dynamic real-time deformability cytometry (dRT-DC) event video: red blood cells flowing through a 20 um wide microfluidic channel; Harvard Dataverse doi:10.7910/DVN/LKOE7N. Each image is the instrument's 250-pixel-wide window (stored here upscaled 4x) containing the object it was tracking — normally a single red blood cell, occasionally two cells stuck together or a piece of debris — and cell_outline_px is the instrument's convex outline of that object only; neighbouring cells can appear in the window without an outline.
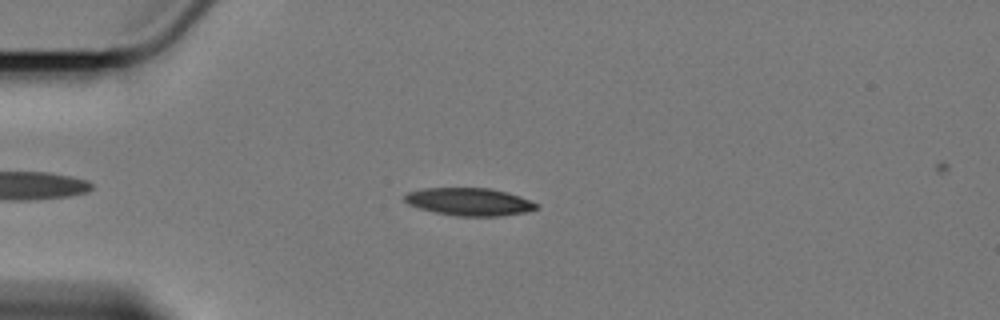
{"species": "Egyptian fruit bat (a non-hibernating species)", "species_latin": "Rousettus aegyptiacus", "temperature_condition": "cold", "stored_images_in_passage": 49, "camera_frame_rate_fps": 3000, "um_per_image_px": 0.085, "animal": {"sex": "female"}, "frame": {"image": 1, "passage_image": 10, "time_ms": 3.0, "image_size_px": [1000, 320], "cell_outline_px": [[540, 204], [536, 208], [524, 212], [500, 216], [456, 216], [436, 212], [420, 208], [408, 204], [404, 200], [404, 196], [408, 192], [424, 188], [488, 188], [520, 196]], "centroid_in_image_um": [39.88, 17.15], "position_along_channel_um": 45.1, "area_um2": 21.04}}
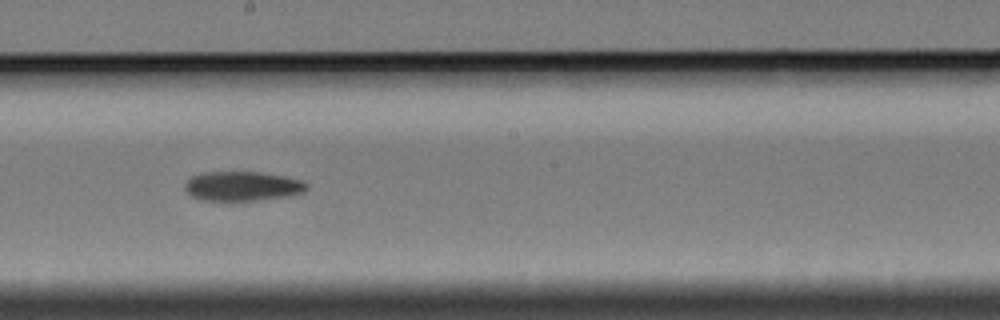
{"frame": {"image": 2, "passage_image": 28, "time_ms": 9.0, "image_size_px": [1000, 320], "cell_outline_px": [[308, 188], [304, 192], [288, 196], [256, 200], [200, 200], [192, 196], [184, 188], [184, 184], [192, 176], [204, 172], [260, 172], [284, 176], [300, 180], [308, 184]], "centroid_in_image_um": [20.6, 15.82], "position_along_channel_um": 227.6, "area_um2": 20.81}}
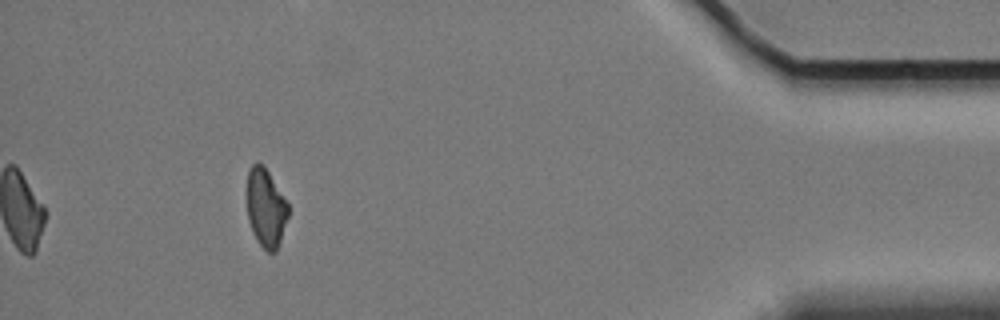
{"frame": {"image": 3, "passage_image": 49, "time_ms": 16.0, "image_size_px": [1000, 320], "cell_outline_px": [[288, 216], [276, 252], [268, 252], [256, 240], [252, 232], [248, 220], [248, 172], [252, 164], [260, 164], [268, 172], [288, 204]], "centroid_in_image_um": [22.59, 17.72], "position_along_channel_um": 412.6, "area_um2": 18.32}, "authors_computed_cell_mechanics": {"area_um2": 21.0392, "velocity_mm_per_s": 3.4027, "shape_relaxation_time_tau1_ms": 5.1265, "shape_relaxation_time_tau2_ms": null, "deformation_change_tau1": 0.1446, "deformation_change_tau2": null}}